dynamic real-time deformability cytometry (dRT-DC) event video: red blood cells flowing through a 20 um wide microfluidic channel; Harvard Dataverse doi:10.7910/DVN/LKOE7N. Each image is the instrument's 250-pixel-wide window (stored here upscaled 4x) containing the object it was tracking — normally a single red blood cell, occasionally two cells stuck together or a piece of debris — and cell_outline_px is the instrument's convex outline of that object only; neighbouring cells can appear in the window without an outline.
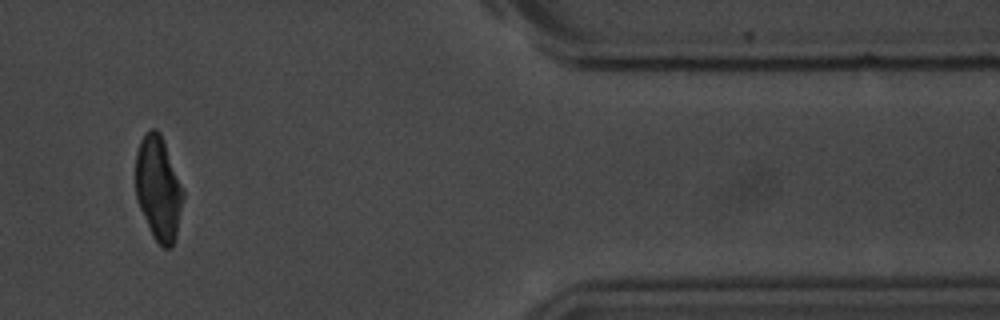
{"species": "common noctule bat (a hibernating species)", "species_latin": "Nyctalus noctula", "temperature_condition": "room temperature", "stored_images_in_passage": 15, "camera_frame_rate_fps": 3000, "um_per_image_px": 0.085, "animal": {"sex": "male", "body_mass_g": 20.1, "forearm_length_mm": 53.5}, "frame": {"image": 1, "passage_image": 13, "time_ms": 15.667, "image_size_px": [1000, 320], "cell_outline_px": [[184, 196], [176, 240], [172, 248], [164, 248], [152, 236], [136, 200], [136, 152], [140, 140], [152, 128], [156, 128], [160, 132], [184, 192]], "centroid_in_image_um": [13.46, 16.06], "position_along_channel_um": 397.9, "area_um2": 28.78}, "authors_computed_cell_mechanics": {"area_um2": 18.207, "velocity_mm_per_s": 3.6673, "shape_relaxation_time_tau1_ms": 7.4473, "shape_relaxation_time_tau2_ms": 0.9995, "deformation_change_tau1": 0.2619, "deformation_change_tau2": 0.0318}}